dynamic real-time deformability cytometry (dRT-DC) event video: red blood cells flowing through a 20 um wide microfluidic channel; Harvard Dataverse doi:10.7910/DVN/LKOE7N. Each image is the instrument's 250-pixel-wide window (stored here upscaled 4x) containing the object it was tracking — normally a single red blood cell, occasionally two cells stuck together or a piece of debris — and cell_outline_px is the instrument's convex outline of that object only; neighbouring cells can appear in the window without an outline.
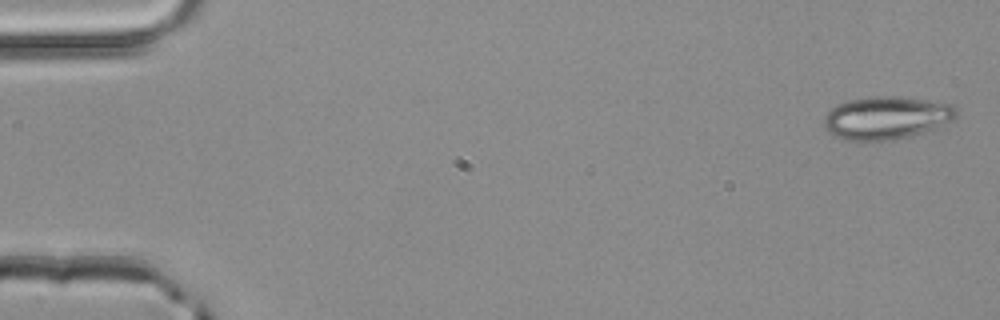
{"species": "common noctule bat (a hibernating species)", "species_latin": "Nyctalus noctula", "temperature_condition": "room temperature", "stored_images_in_passage": 4, "camera_frame_rate_fps": 3000, "um_per_image_px": 0.085, "animal": {"sex": "male", "body_mass_g": 20.4}, "frame": {"image": 1, "passage_image": 1, "time_ms": 0.0, "image_size_px": [1000, 320], "cell_outline_px": [[956, 120], [936, 128], [924, 132], [892, 140], [848, 140], [832, 136], [824, 128], [824, 116], [832, 108], [848, 100], [868, 96], [900, 96], [952, 104], [956, 108]], "centroid_in_image_um": [75.35, 10.01], "position_along_channel_um": 9.6, "area_um2": 33.23}}